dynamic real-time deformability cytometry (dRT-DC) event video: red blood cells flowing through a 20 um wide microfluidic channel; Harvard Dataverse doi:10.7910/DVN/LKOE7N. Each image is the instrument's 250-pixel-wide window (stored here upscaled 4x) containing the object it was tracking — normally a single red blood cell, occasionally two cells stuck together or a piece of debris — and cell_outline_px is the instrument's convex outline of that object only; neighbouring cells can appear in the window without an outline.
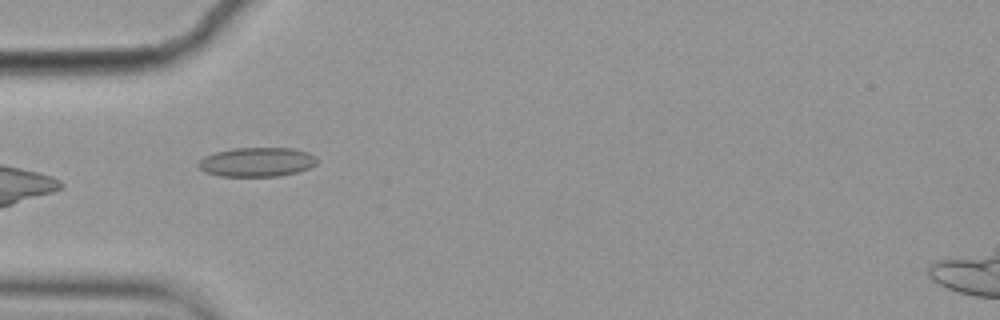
{"species": "common noctule bat (a hibernating species)", "species_latin": "Nyctalus noctula", "temperature_condition": "cold", "stored_images_in_passage": 10, "camera_frame_rate_fps": 3000, "um_per_image_px": 0.085, "animal": {"sex": "female", "body_mass_g": 19.9}, "frame": {"image": 1, "passage_image": 5, "time_ms": 1.333, "image_size_px": [1000, 320], "cell_outline_px": [[316, 164], [308, 168], [296, 172], [280, 176], [220, 176], [204, 172], [196, 164], [204, 156], [216, 152], [232, 148], [292, 148], [308, 152], [316, 156]], "centroid_in_image_um": [21.82, 13.77], "position_along_channel_um": 63.2, "area_um2": 20.23}}
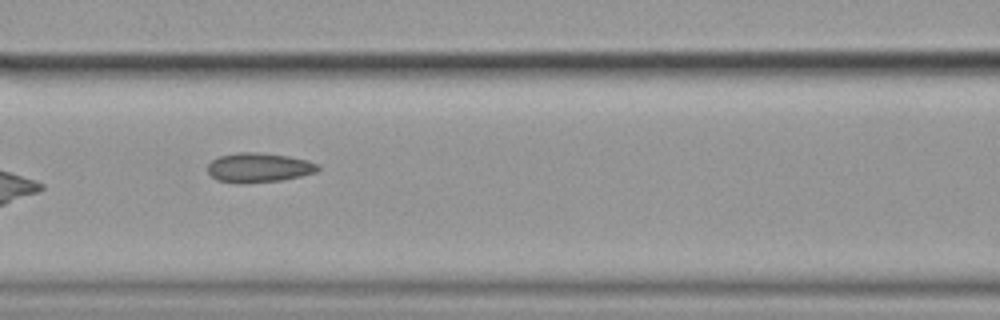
{"frame": {"image": 2, "passage_image": 7, "time_ms": 2.0, "image_size_px": [1000, 320], "cell_outline_px": [[320, 168], [316, 172], [300, 176], [280, 180], [240, 184], [216, 180], [208, 172], [208, 164], [212, 160], [220, 156], [236, 152], [256, 152], [288, 156], [308, 160], [316, 164]], "centroid_in_image_um": [21.97, 14.25], "position_along_channel_um": 144.6, "area_um2": 18.9}}
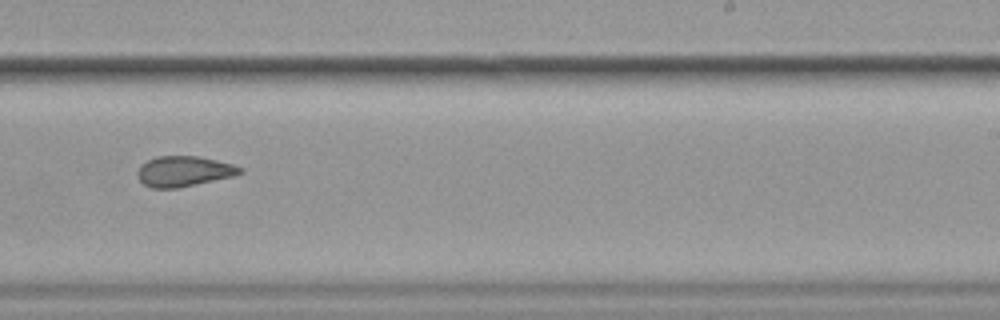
{"frame": {"image": 3, "passage_image": 10, "time_ms": 3.0, "image_size_px": [1000, 320], "cell_outline_px": [[244, 172], [232, 176], [196, 184], [176, 188], [152, 188], [144, 184], [136, 176], [136, 172], [140, 164], [156, 156], [196, 156], [216, 160], [232, 164], [244, 168]], "centroid_in_image_um": [15.59, 14.55], "position_along_channel_um": 273.4, "area_um2": 18.15}}